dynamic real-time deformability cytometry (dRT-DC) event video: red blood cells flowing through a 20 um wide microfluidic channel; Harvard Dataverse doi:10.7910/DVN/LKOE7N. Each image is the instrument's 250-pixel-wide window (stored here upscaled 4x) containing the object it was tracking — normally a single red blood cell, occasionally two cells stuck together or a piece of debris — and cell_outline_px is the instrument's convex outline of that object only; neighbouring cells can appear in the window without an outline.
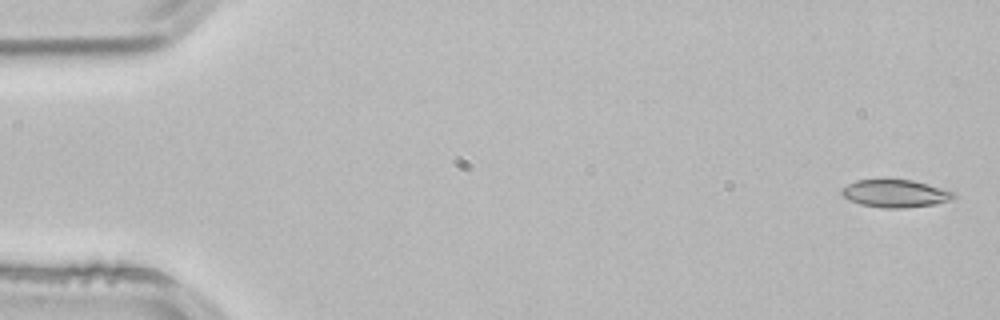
{"species": "common noctule bat (a hibernating species)", "species_latin": "Nyctalus noctula", "temperature_condition": "room temperature", "stored_images_in_passage": 4, "camera_frame_rate_fps": 3000, "um_per_image_px": 0.085, "animal": {"sex": "male", "body_mass_g": 21.5, "forearm_length_mm": 52.0}, "frame": {"image": 1, "passage_image": 1, "time_ms": 0.0, "image_size_px": [1000, 320], "cell_outline_px": [[956, 196], [952, 200], [936, 204], [900, 208], [884, 208], [860, 204], [848, 200], [840, 192], [840, 188], [856, 180], [912, 180], [956, 192]], "centroid_in_image_um": [76.1, 16.45], "position_along_channel_um": 8.9, "area_um2": 18.03}}
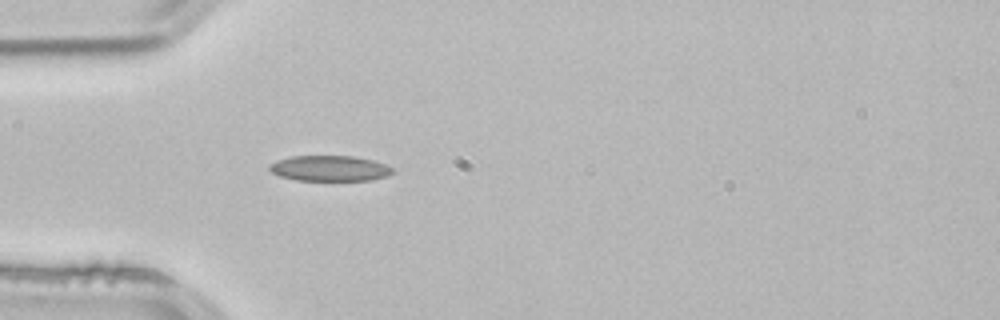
{"frame": {"image": 2, "passage_image": 4, "time_ms": 1.0, "image_size_px": [1000, 320], "cell_outline_px": [[392, 172], [388, 176], [372, 180], [296, 180], [280, 176], [272, 172], [268, 168], [268, 164], [276, 160], [292, 156], [352, 156], [372, 160], [384, 164], [392, 168]], "centroid_in_image_um": [27.99, 14.31], "position_along_channel_um": 57.0, "area_um2": 18.26}}